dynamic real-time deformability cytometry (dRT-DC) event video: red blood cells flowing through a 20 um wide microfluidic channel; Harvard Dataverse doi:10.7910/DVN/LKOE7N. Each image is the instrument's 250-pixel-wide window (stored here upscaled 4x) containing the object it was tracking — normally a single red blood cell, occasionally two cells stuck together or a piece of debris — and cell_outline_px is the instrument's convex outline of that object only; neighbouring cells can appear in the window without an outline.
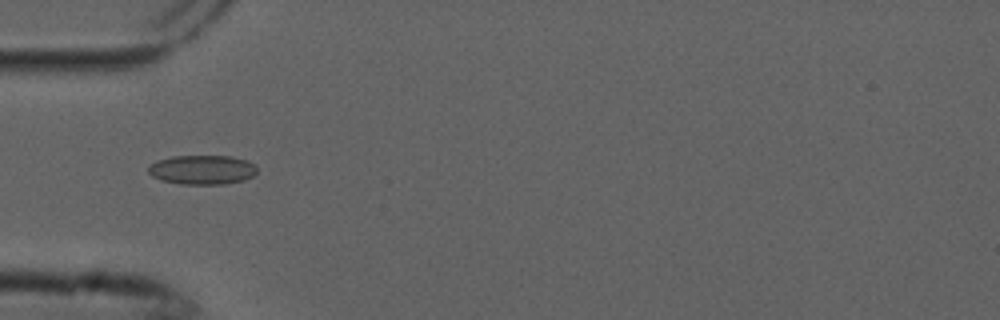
{"species": "common noctule bat (a hibernating species)", "species_latin": "Nyctalus noctula", "temperature_condition": "cold", "stored_images_in_passage": 5, "camera_frame_rate_fps": 3000, "um_per_image_px": 0.085, "animal": {"sex": "male", "forearm_length_mm": 52.5}, "frame": {"image": 1, "passage_image": 3, "time_ms": 0.667, "image_size_px": [1000, 320], "cell_outline_px": [[256, 172], [252, 176], [244, 180], [224, 184], [180, 184], [160, 180], [152, 176], [148, 172], [148, 168], [156, 160], [172, 156], [232, 156], [248, 160], [256, 164]], "centroid_in_image_um": [17.2, 14.42], "position_along_channel_um": 67.8, "area_um2": 18.73}}
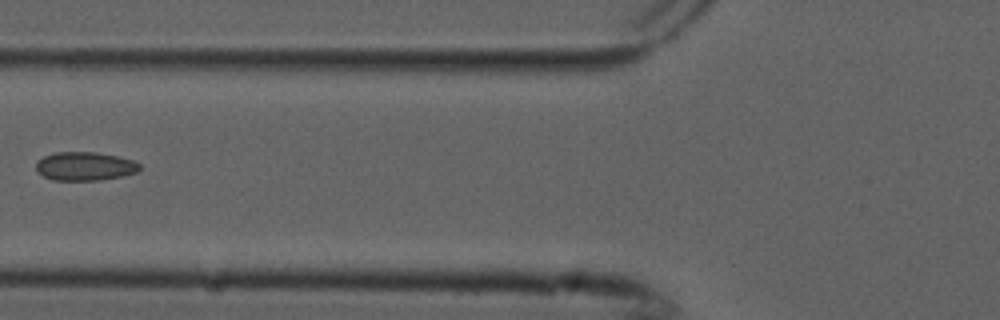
{"frame": {"image": 2, "passage_image": 4, "time_ms": 1.0, "image_size_px": [1000, 320], "cell_outline_px": [[140, 168], [136, 172], [120, 176], [100, 180], [52, 180], [36, 172], [36, 160], [44, 156], [56, 152], [96, 152], [116, 156], [132, 160], [140, 164]], "centroid_in_image_um": [7.16, 14.13], "position_along_channel_um": 118.6, "area_um2": 17.22}}
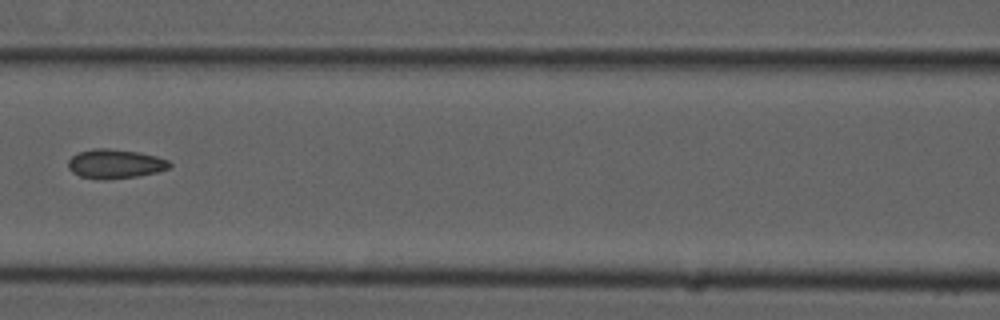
{"frame": {"image": 3, "passage_image": 5, "time_ms": 1.333, "image_size_px": [1000, 320], "cell_outline_px": [[172, 164], [168, 168], [156, 172], [136, 176], [104, 180], [100, 180], [80, 176], [72, 172], [68, 168], [68, 160], [76, 152], [92, 148], [108, 148], [136, 152], [156, 156], [168, 160]], "centroid_in_image_um": [9.73, 13.92], "position_along_channel_um": 156.9, "area_um2": 17.28}}